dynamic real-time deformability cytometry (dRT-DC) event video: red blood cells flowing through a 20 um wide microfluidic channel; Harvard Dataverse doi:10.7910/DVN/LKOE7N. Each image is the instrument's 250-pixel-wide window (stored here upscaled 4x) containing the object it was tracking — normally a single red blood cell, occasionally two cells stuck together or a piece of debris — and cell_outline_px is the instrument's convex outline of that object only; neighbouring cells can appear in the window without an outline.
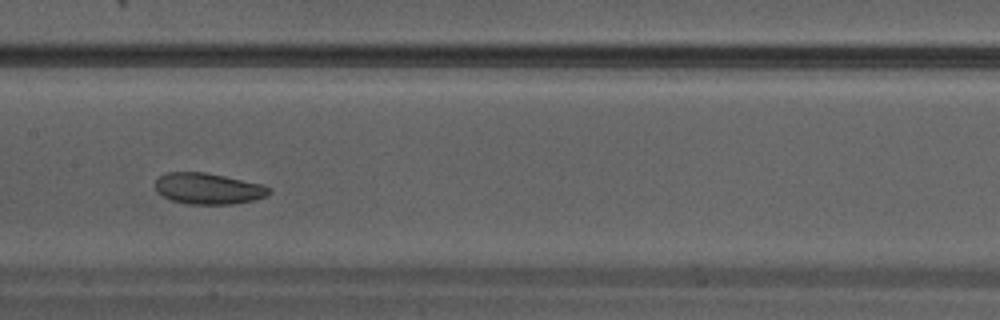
{"species": "Egyptian fruit bat (a non-hibernating species)", "species_latin": "Rousettus aegyptiacus", "temperature_condition": "warm", "stored_images_in_passage": 32, "camera_frame_rate_fps": 3000, "um_per_image_px": 0.085, "animal": {"sex": "male"}, "frame": {"image": 1, "passage_image": 14, "time_ms": 4.333, "image_size_px": [1000, 320], "cell_outline_px": [[272, 192], [268, 196], [252, 200], [232, 204], [188, 204], [172, 200], [164, 196], [156, 188], [156, 180], [160, 176], [168, 172], [204, 172], [264, 184], [272, 188]], "centroid_in_image_um": [17.77, 16.03], "position_along_channel_um": 189.6, "area_um2": 20.58}}